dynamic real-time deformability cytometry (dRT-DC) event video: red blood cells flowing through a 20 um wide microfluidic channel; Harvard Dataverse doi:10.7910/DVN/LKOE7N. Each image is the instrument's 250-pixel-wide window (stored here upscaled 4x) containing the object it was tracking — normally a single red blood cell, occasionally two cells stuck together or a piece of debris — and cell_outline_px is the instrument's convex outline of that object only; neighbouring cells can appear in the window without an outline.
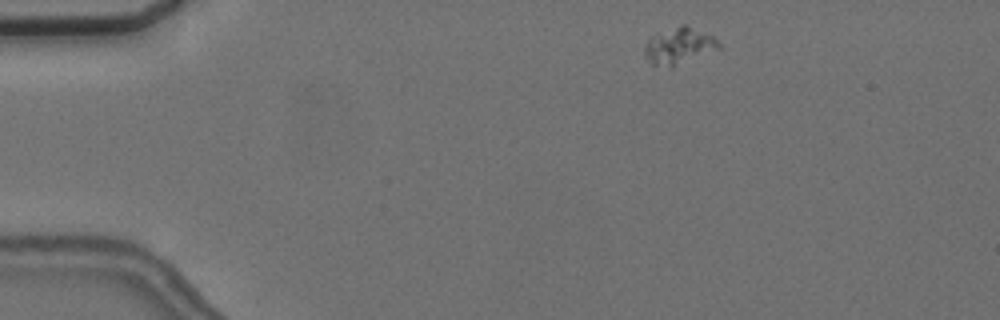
{"species": "common noctule bat (a hibernating species)", "species_latin": "Nyctalus noctula", "temperature_condition": "cold", "stored_images_in_passage": 3, "camera_frame_rate_fps": 3000, "um_per_image_px": 0.085, "animal": {"sex": "female", "body_mass_g": 24.6, "forearm_length_mm": 56.2}, "frame": {"image": 1, "passage_image": 1, "time_ms": 0.0, "image_size_px": [1000, 320], "cell_outline_px": [[720, 48], [672, 68], [652, 64], [644, 56], [644, 48], [648, 40], [652, 36], [680, 24], [684, 24], [712, 36], [720, 44]], "centroid_in_image_um": [57.69, 3.92], "position_along_channel_um": 27.3, "area_um2": 15.61}}